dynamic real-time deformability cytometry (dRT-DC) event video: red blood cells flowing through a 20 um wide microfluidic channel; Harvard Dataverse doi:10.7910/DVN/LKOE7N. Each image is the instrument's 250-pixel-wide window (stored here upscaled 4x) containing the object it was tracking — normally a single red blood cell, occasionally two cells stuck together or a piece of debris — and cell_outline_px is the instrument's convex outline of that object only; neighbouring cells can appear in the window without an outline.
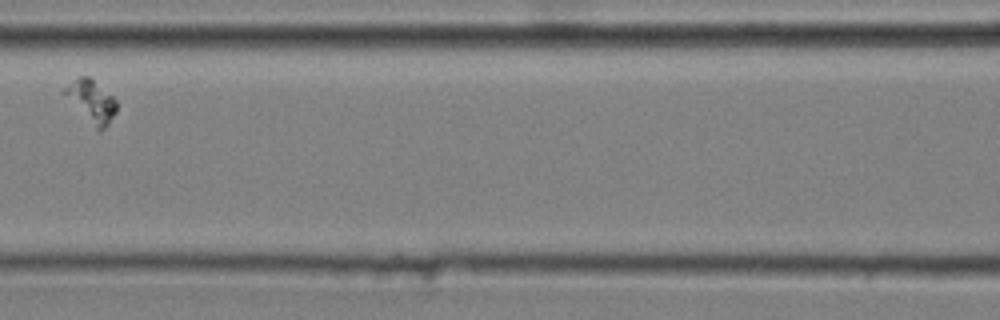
{"species": "common noctule bat (a hibernating species)", "species_latin": "Nyctalus noctula", "temperature_condition": "cold", "stored_images_in_passage": 11, "camera_frame_rate_fps": 3000, "um_per_image_px": 0.085, "animal": {"sex": "male", "body_mass_g": 20.4}, "frame": {"image": 1, "passage_image": 7, "time_ms": 2.0, "image_size_px": [1000, 320], "cell_outline_px": [[116, 112], [108, 124], [100, 132], [60, 92], [64, 88], [80, 76], [88, 76], [112, 96], [116, 100]], "centroid_in_image_um": [7.76, 8.6], "position_along_channel_um": 158.8, "area_um2": 12.37}}
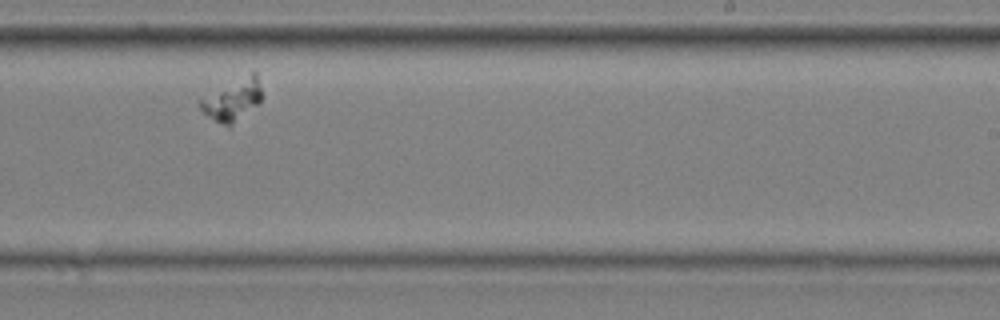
{"frame": {"image": 2, "passage_image": 10, "time_ms": 3.0, "image_size_px": [1000, 320], "cell_outline_px": [[260, 104], [232, 128], [228, 128], [208, 116], [200, 108], [200, 100], [252, 72], [256, 72], [260, 88]], "centroid_in_image_um": [19.83, 8.59], "position_along_channel_um": 269.2, "area_um2": 14.57}}
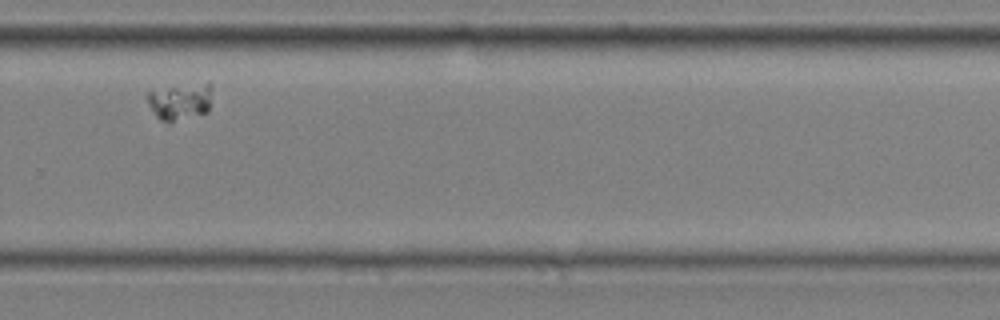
{"frame": {"image": 3, "passage_image": 11, "time_ms": 3.333, "image_size_px": [1000, 320], "cell_outline_px": [[212, 84], [208, 112], [172, 120], [160, 120], [156, 116], [148, 104], [148, 92], [208, 80]], "centroid_in_image_um": [15.37, 8.57], "position_along_channel_um": 314.4, "area_um2": 13.53}}